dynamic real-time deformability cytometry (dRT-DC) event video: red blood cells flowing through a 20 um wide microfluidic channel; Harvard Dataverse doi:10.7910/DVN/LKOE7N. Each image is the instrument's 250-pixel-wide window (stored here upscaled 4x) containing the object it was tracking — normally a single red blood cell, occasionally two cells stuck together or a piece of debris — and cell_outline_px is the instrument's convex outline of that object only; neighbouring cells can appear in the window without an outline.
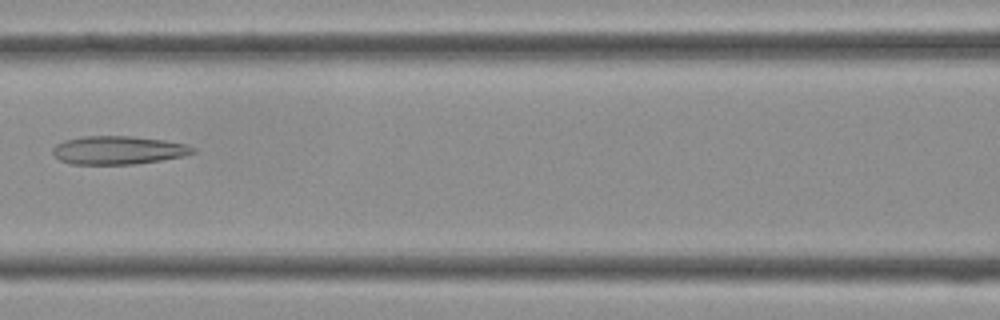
{"species": "Egyptian fruit bat (a non-hibernating species)", "species_latin": "Rousettus aegyptiacus", "temperature_condition": "cold", "stored_images_in_passage": 33, "camera_frame_rate_fps": 3000, "um_per_image_px": 0.085, "frame": {"image": 1, "passage_image": 10, "time_ms": 3.0, "image_size_px": [1000, 320], "cell_outline_px": [[196, 152], [184, 156], [136, 164], [68, 164], [60, 160], [52, 152], [52, 148], [56, 144], [64, 140], [84, 136], [132, 136], [164, 140], [188, 144], [196, 148]], "centroid_in_image_um": [10.06, 12.76], "position_along_channel_um": 156.5, "area_um2": 23.29}}
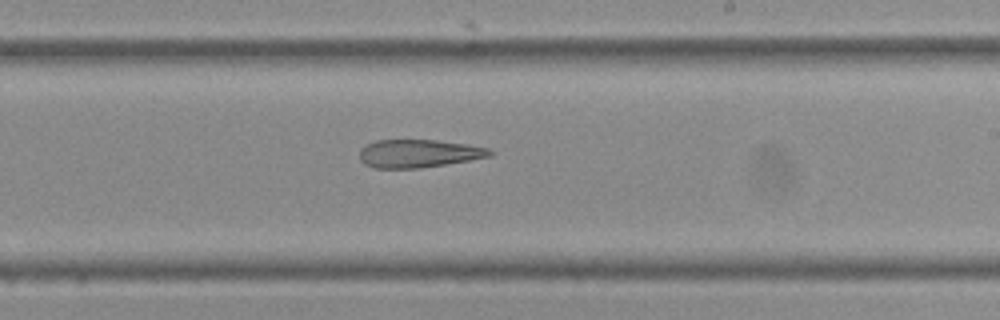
{"frame": {"image": 2, "passage_image": 16, "time_ms": 5.0, "image_size_px": [1000, 320], "cell_outline_px": [[496, 152], [492, 156], [420, 168], [372, 168], [364, 164], [360, 160], [360, 148], [376, 140], [436, 140], [468, 144], [488, 148]], "centroid_in_image_um": [35.59, 13.04], "position_along_channel_um": 253.4, "area_um2": 21.33}}
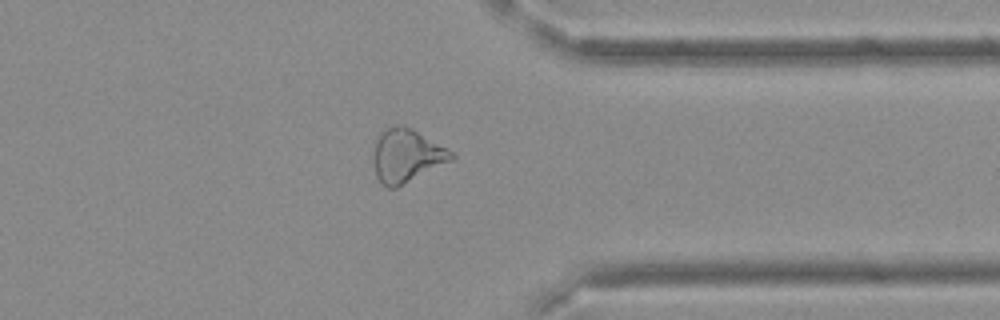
{"frame": {"image": 3, "passage_image": 24, "time_ms": 7.667, "image_size_px": [1000, 320], "cell_outline_px": [[456, 156], [452, 160], [396, 188], [388, 188], [376, 176], [372, 156], [376, 140], [380, 132], [384, 128], [396, 124], [400, 124], [412, 128], [452, 152]], "centroid_in_image_um": [34.52, 13.21], "position_along_channel_um": 376.9, "area_um2": 24.1}}